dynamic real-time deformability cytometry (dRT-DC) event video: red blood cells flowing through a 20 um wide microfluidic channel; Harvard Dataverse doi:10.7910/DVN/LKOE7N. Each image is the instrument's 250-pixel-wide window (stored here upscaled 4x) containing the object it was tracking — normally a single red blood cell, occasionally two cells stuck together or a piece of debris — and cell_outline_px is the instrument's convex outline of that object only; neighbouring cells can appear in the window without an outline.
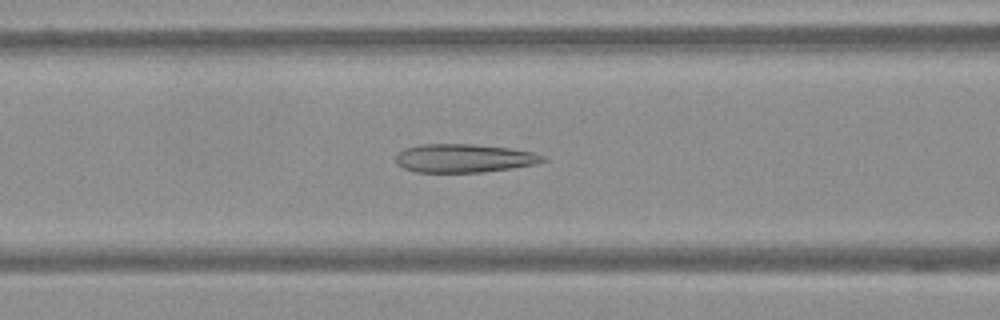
{"species": "Egyptian fruit bat (a non-hibernating species)", "species_latin": "Rousettus aegyptiacus", "temperature_condition": "warm", "stored_images_in_passage": 60, "camera_frame_rate_fps": 3000, "um_per_image_px": 0.085, "frame": {"image": 1, "passage_image": 25, "time_ms": 8.0, "image_size_px": [1000, 320], "cell_outline_px": [[548, 160], [536, 164], [512, 168], [480, 172], [416, 172], [404, 168], [396, 164], [396, 156], [404, 148], [420, 144], [472, 144], [508, 148], [532, 152], [544, 156]], "centroid_in_image_um": [39.43, 13.45], "position_along_channel_um": 127.2, "area_um2": 24.33}}
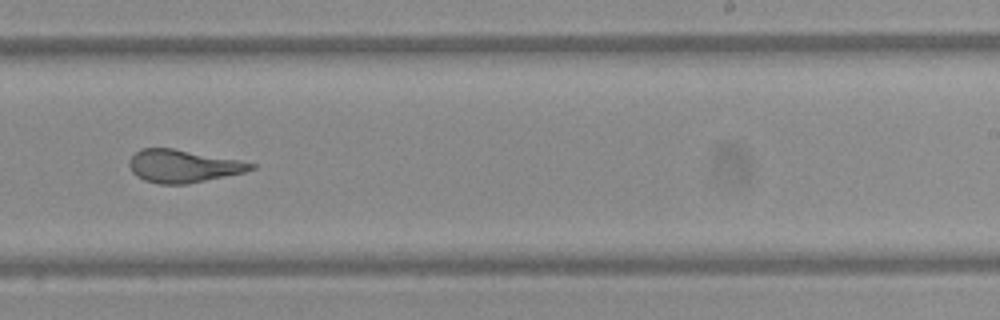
{"frame": {"image": 2, "passage_image": 38, "time_ms": 12.333, "image_size_px": [1000, 320], "cell_outline_px": [[256, 168], [244, 172], [188, 184], [160, 184], [144, 180], [136, 176], [132, 172], [128, 164], [128, 160], [140, 148], [172, 148], [236, 160], [256, 164]], "centroid_in_image_um": [15.51, 14.12], "position_along_channel_um": 273.5, "area_um2": 23.0}}
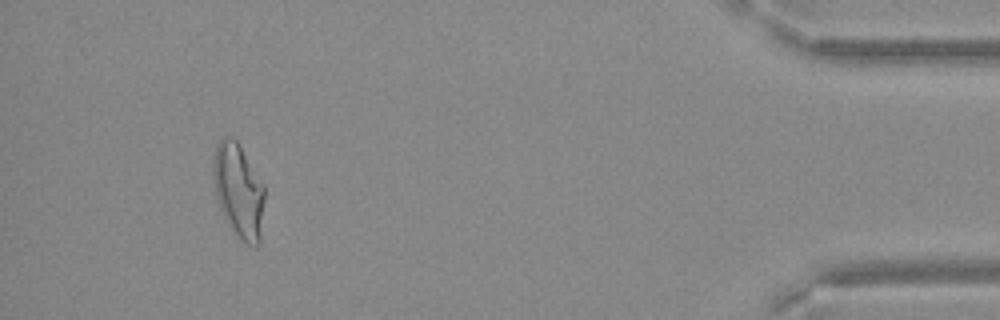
{"frame": {"image": 3, "passage_image": 56, "time_ms": 18.333, "image_size_px": [1000, 320], "cell_outline_px": [[264, 200], [260, 244], [256, 248], [248, 244], [232, 232], [220, 208], [216, 196], [212, 172], [212, 160], [216, 144], [224, 136], [232, 136], [240, 144], [264, 184]], "centroid_in_image_um": [20.27, 16.18], "position_along_channel_um": 414.9, "area_um2": 28.61}}